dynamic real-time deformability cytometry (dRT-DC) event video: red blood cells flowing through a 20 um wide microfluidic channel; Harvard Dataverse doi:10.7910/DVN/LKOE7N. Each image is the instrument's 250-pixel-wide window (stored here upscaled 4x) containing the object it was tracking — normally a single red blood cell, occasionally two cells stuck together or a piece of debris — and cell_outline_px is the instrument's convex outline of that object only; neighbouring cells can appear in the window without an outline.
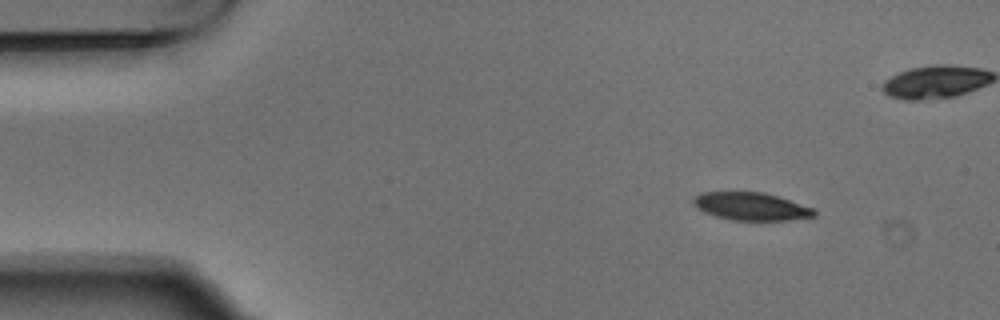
{"species": "Egyptian fruit bat (a non-hibernating species)", "species_latin": "Rousettus aegyptiacus", "temperature_condition": "warm", "stored_images_in_passage": 5, "camera_frame_rate_fps": 3000, "um_per_image_px": 0.085, "animal": {"sex": "male"}, "frame": {"image": 1, "passage_image": 1, "time_ms": 0.0, "image_size_px": [1000, 320], "cell_outline_px": [[816, 216], [788, 220], [732, 220], [716, 216], [704, 212], [696, 208], [692, 204], [692, 196], [700, 192], [764, 192], [816, 208]], "centroid_in_image_um": [63.82, 17.53], "position_along_channel_um": 21.2, "area_um2": 19.83}}